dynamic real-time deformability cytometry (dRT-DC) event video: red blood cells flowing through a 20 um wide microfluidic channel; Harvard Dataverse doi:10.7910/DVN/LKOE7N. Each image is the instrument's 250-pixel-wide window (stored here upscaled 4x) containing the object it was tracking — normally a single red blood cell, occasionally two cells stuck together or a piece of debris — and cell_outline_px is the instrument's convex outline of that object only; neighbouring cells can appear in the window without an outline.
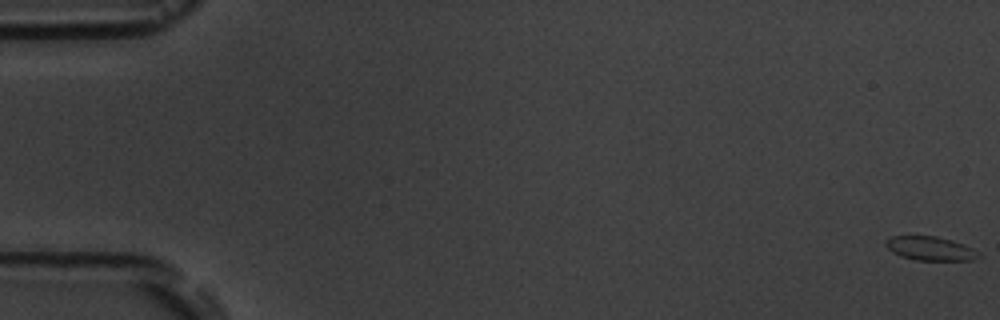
{"species": "common noctule bat (a hibernating species)", "species_latin": "Nyctalus noctula", "temperature_condition": "room temperature", "stored_images_in_passage": 7, "camera_frame_rate_fps": 3000, "um_per_image_px": 0.085, "animal": {"sex": "male", "body_mass_g": 19.5, "forearm_length_mm": 54.6}, "frame": {"image": 1, "passage_image": 1, "time_ms": 0.0, "image_size_px": [1000, 320], "cell_outline_px": [[980, 256], [972, 260], [916, 260], [900, 256], [892, 252], [884, 244], [892, 236], [936, 236], [952, 240], [972, 248]], "centroid_in_image_um": [79.05, 21.12], "position_along_channel_um": 6.0, "area_um2": 12.72}}
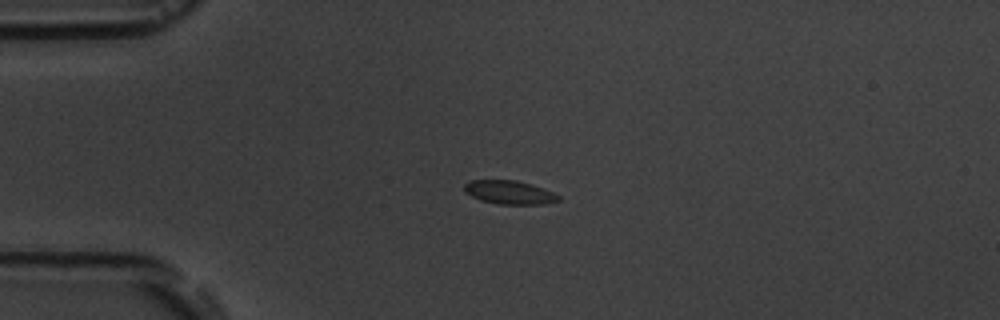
{"frame": {"image": 2, "passage_image": 5, "time_ms": 4.667, "image_size_px": [1000, 320], "cell_outline_px": [[560, 200], [544, 204], [496, 204], [480, 200], [464, 192], [464, 184], [472, 180], [516, 180], [532, 184], [544, 188], [560, 196]], "centroid_in_image_um": [43.3, 16.35], "position_along_channel_um": 41.7, "area_um2": 13.01}}
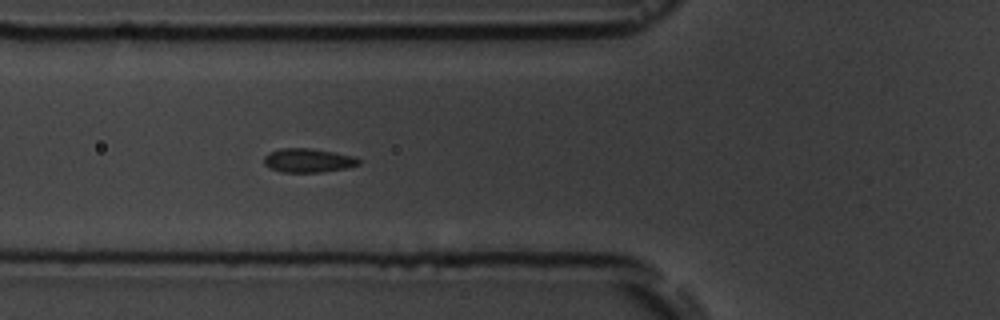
{"frame": {"image": 3, "passage_image": 7, "time_ms": 7.0, "image_size_px": [1000, 320], "cell_outline_px": [[360, 164], [348, 168], [320, 172], [280, 172], [264, 164], [264, 156], [268, 152], [280, 148], [312, 148], [352, 156], [360, 160]], "centroid_in_image_um": [26.17, 13.63], "position_along_channel_um": 99.6, "area_um2": 13.18}}